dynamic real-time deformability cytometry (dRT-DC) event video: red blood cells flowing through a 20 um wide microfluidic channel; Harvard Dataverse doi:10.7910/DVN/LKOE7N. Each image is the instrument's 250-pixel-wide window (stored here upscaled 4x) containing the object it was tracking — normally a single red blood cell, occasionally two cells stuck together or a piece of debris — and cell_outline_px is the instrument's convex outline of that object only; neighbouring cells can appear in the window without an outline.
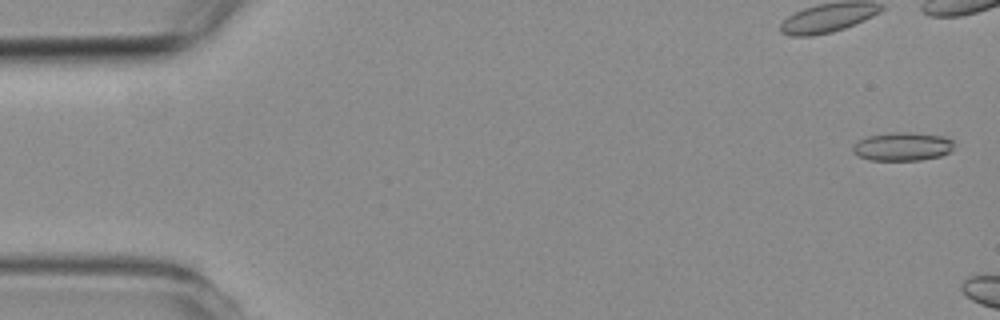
{"species": "common noctule bat (a hibernating species)", "species_latin": "Nyctalus noctula", "temperature_condition": "room temperature", "stored_images_in_passage": 4, "camera_frame_rate_fps": 3000, "um_per_image_px": 0.085, "animal": {"sex": "female", "body_mass_g": 19.3, "forearm_length_mm": 54.1}, "frame": {"image": 1, "passage_image": 1, "time_ms": 0.0, "image_size_px": [1000, 320], "cell_outline_px": [[952, 152], [940, 156], [920, 160], [868, 160], [852, 152], [852, 144], [868, 136], [888, 132], [912, 132], [944, 136], [952, 140]], "centroid_in_image_um": [76.7, 12.45], "position_along_channel_um": 8.3, "area_um2": 16.94}}